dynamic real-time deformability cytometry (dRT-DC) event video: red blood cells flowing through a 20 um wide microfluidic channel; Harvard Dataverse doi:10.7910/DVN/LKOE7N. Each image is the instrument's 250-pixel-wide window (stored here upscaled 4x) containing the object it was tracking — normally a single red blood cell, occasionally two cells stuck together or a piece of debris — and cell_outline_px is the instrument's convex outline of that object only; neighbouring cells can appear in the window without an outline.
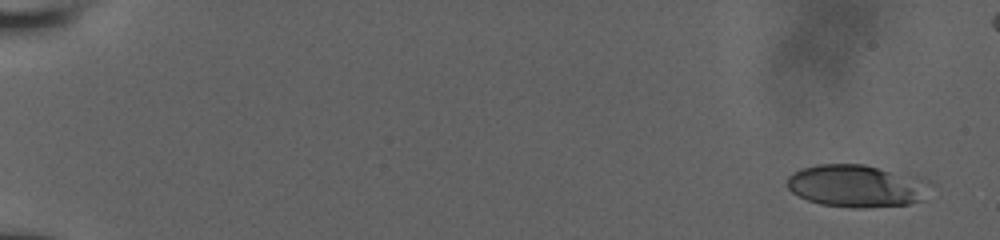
{"species": "human", "species_latin": "Homo sapiens", "temperature_condition": "room temperature", "stored_images_in_passage": 22, "camera_frame_rate_fps": 3000, "um_per_image_px": 0.085, "donor": {"sex": "male"}, "frame": {"image": 1, "passage_image": 1, "time_ms": 0.0, "image_size_px": [1000, 240], "cell_outline_px": [[920, 200], [908, 204], [864, 208], [852, 208], [820, 204], [808, 200], [792, 192], [788, 188], [788, 176], [792, 172], [800, 168], [816, 164], [864, 164], [888, 172], [908, 188]], "centroid_in_image_um": [72.2, 15.83], "position_along_channel_um": 12.8, "area_um2": 31.44}}
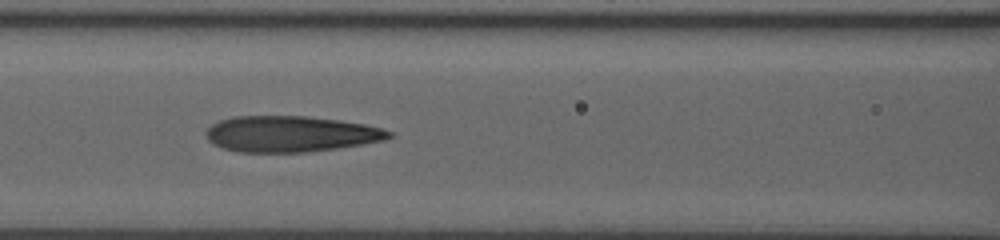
{"frame": {"image": 2, "passage_image": 15, "time_ms": 8.0, "image_size_px": [1000, 240], "cell_outline_px": [[392, 136], [384, 140], [364, 144], [336, 148], [304, 152], [236, 152], [224, 148], [208, 140], [204, 132], [212, 124], [220, 120], [232, 116], [308, 116], [340, 120], [364, 124], [380, 128], [392, 132]], "centroid_in_image_um": [24.68, 11.38], "position_along_channel_um": 141.9, "area_um2": 38.32}}
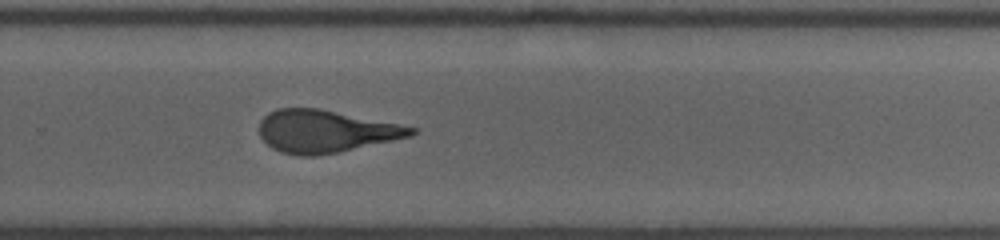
{"frame": {"image": 3, "passage_image": 22, "time_ms": 12.0, "image_size_px": [1000, 240], "cell_outline_px": [[416, 132], [412, 136], [336, 152], [316, 156], [300, 156], [280, 152], [272, 148], [260, 136], [260, 120], [268, 112], [276, 108], [320, 108], [400, 124], [416, 128]], "centroid_in_image_um": [27.64, 11.15], "position_along_channel_um": 302.2, "area_um2": 37.45}}